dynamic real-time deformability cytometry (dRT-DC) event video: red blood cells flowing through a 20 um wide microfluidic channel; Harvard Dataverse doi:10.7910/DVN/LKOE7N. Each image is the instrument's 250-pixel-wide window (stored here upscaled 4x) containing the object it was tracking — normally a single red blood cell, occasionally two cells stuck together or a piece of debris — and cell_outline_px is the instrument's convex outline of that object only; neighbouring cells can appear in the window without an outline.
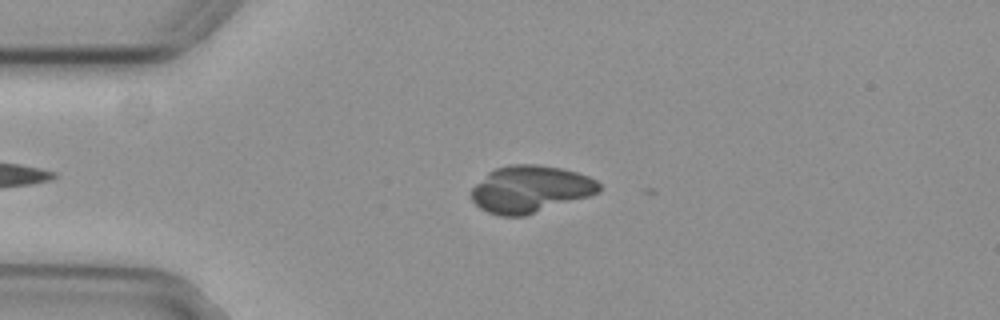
{"species": "common noctule bat (a hibernating species)", "species_latin": "Nyctalus noctula", "temperature_condition": "cold", "stored_images_in_passage": 4, "camera_frame_rate_fps": 3000, "um_per_image_px": 0.085, "animal": {"sex": "female", "body_mass_g": 29.2, "forearm_length_mm": 56.3}, "frame": {"image": 1, "passage_image": 3, "time_ms": 0.667, "image_size_px": [1000, 320], "cell_outline_px": [[604, 188], [600, 192], [588, 196], [524, 216], [500, 216], [488, 212], [480, 208], [472, 200], [472, 188], [488, 172], [496, 168], [508, 164], [536, 164], [564, 168], [588, 176], [596, 180]], "centroid_in_image_um": [45.09, 16.06], "position_along_channel_um": 39.9, "area_um2": 34.97}}